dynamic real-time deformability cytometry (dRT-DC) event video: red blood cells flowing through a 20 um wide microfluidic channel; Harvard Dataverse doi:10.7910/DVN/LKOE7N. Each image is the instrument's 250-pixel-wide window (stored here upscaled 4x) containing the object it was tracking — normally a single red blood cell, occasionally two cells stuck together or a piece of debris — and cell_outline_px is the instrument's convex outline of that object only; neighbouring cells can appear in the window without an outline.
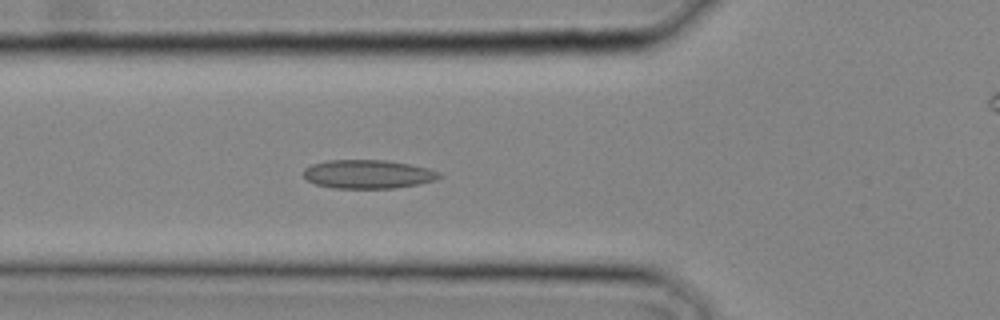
{"species": "common noctule bat (a hibernating species)", "species_latin": "Nyctalus noctula", "temperature_condition": "cold", "stored_images_in_passage": 28, "camera_frame_rate_fps": 3000, "um_per_image_px": 0.085, "animal": {"sex": "male", "body_mass_g": 20.4}, "frame": {"image": 1, "passage_image": 11, "time_ms": 3.333, "image_size_px": [1000, 320], "cell_outline_px": [[444, 176], [436, 180], [416, 184], [392, 188], [336, 188], [316, 184], [308, 180], [304, 176], [304, 168], [312, 164], [328, 160], [384, 160], [408, 164], [428, 168], [440, 172]], "centroid_in_image_um": [31.29, 14.8], "position_along_channel_um": 94.5, "area_um2": 22.54}}
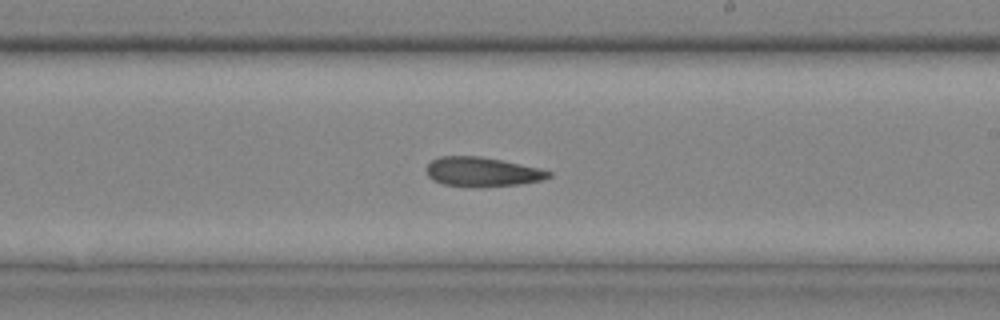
{"frame": {"image": 2, "passage_image": 18, "time_ms": 5.667, "image_size_px": [1000, 320], "cell_outline_px": [[552, 176], [544, 180], [520, 184], [444, 184], [432, 180], [428, 176], [428, 164], [432, 160], [440, 156], [480, 156], [504, 160], [540, 168], [552, 172]], "centroid_in_image_um": [41.05, 14.55], "position_along_channel_um": 248.0, "area_um2": 20.11}}
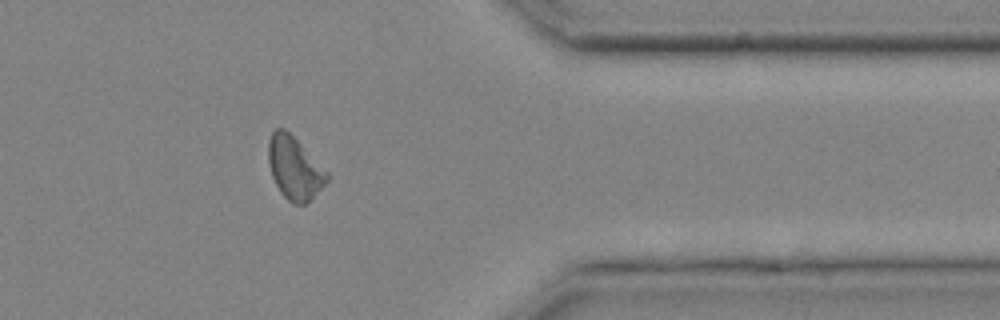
{"frame": {"image": 3, "passage_image": 25, "time_ms": 8.0, "image_size_px": [1000, 320], "cell_outline_px": [[328, 180], [312, 200], [304, 204], [292, 204], [280, 192], [272, 176], [268, 164], [268, 140], [272, 132], [276, 128], [284, 128], [328, 172]], "centroid_in_image_um": [25.02, 14.31], "position_along_channel_um": 386.4, "area_um2": 21.27}}